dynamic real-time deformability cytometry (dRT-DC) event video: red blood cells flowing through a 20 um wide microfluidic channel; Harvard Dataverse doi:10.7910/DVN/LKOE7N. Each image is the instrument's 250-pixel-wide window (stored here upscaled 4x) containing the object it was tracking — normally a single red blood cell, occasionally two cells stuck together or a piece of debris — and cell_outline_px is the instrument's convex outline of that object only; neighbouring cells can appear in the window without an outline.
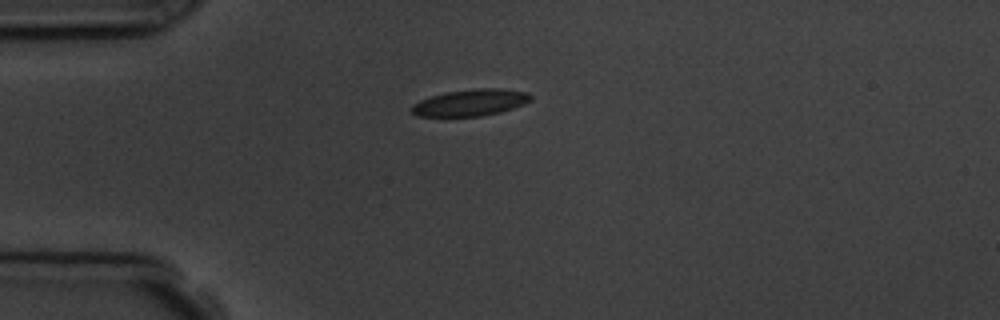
{"species": "common noctule bat (a hibernating species)", "species_latin": "Nyctalus noctula", "temperature_condition": "room temperature", "stored_images_in_passage": 6, "camera_frame_rate_fps": 3000, "um_per_image_px": 0.085, "animal": {"sex": "male", "body_mass_g": 19.5, "forearm_length_mm": 54.6}, "frame": {"image": 1, "passage_image": 1, "time_ms": 0.0, "image_size_px": [1000, 320], "cell_outline_px": [[532, 100], [524, 104], [500, 112], [480, 116], [416, 116], [408, 108], [412, 104], [420, 100], [444, 92], [476, 88], [500, 88], [528, 92], [532, 96]], "centroid_in_image_um": [39.98, 8.71], "position_along_channel_um": 45.0, "area_um2": 18.61}}